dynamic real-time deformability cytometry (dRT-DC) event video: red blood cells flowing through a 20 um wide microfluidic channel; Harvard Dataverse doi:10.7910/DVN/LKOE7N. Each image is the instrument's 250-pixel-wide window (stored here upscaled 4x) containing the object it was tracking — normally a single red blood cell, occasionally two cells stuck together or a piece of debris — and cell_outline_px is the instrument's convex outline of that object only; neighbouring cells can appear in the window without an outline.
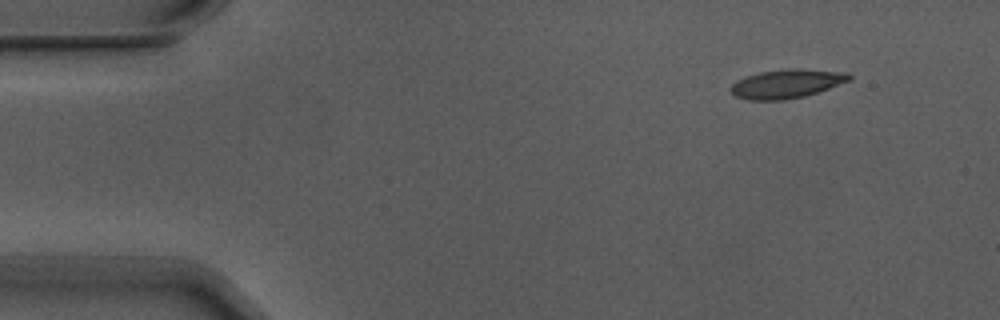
{"species": "Egyptian fruit bat (a non-hibernating species)", "species_latin": "Rousettus aegyptiacus", "temperature_condition": "warm", "stored_images_in_passage": 4, "camera_frame_rate_fps": 3000, "um_per_image_px": 0.085, "animal": {"sex": "male"}, "frame": {"image": 1, "passage_image": 1, "time_ms": 0.0, "image_size_px": [1000, 320], "cell_outline_px": [[852, 80], [804, 96], [784, 100], [748, 100], [736, 96], [728, 88], [736, 80], [760, 72], [792, 68], [848, 72], [852, 76]], "centroid_in_image_um": [66.87, 7.12], "position_along_channel_um": 18.1, "area_um2": 19.83}}